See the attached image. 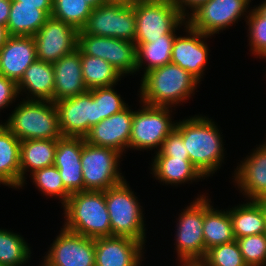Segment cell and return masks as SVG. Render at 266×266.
I'll return each instance as SVG.
<instances>
[{
  "mask_svg": "<svg viewBox=\"0 0 266 266\" xmlns=\"http://www.w3.org/2000/svg\"><path fill=\"white\" fill-rule=\"evenodd\" d=\"M85 139L61 137L57 139L54 166L58 168L64 187L70 192L84 191L81 154Z\"/></svg>",
  "mask_w": 266,
  "mask_h": 266,
  "instance_id": "ffe728a7",
  "label": "cell"
},
{
  "mask_svg": "<svg viewBox=\"0 0 266 266\" xmlns=\"http://www.w3.org/2000/svg\"><path fill=\"white\" fill-rule=\"evenodd\" d=\"M236 205L227 208L235 238L264 234L266 231V220L261 206L256 201L250 200H244L243 203Z\"/></svg>",
  "mask_w": 266,
  "mask_h": 266,
  "instance_id": "83f0119b",
  "label": "cell"
},
{
  "mask_svg": "<svg viewBox=\"0 0 266 266\" xmlns=\"http://www.w3.org/2000/svg\"><path fill=\"white\" fill-rule=\"evenodd\" d=\"M203 237L205 251L213 246L236 240L228 209L215 208L207 195L204 196Z\"/></svg>",
  "mask_w": 266,
  "mask_h": 266,
  "instance_id": "4316f807",
  "label": "cell"
},
{
  "mask_svg": "<svg viewBox=\"0 0 266 266\" xmlns=\"http://www.w3.org/2000/svg\"><path fill=\"white\" fill-rule=\"evenodd\" d=\"M199 263L202 266H248L236 240L206 250L204 258Z\"/></svg>",
  "mask_w": 266,
  "mask_h": 266,
  "instance_id": "d590c367",
  "label": "cell"
},
{
  "mask_svg": "<svg viewBox=\"0 0 266 266\" xmlns=\"http://www.w3.org/2000/svg\"><path fill=\"white\" fill-rule=\"evenodd\" d=\"M254 7L266 18V0L254 5Z\"/></svg>",
  "mask_w": 266,
  "mask_h": 266,
  "instance_id": "f6af8a7d",
  "label": "cell"
},
{
  "mask_svg": "<svg viewBox=\"0 0 266 266\" xmlns=\"http://www.w3.org/2000/svg\"><path fill=\"white\" fill-rule=\"evenodd\" d=\"M243 259L248 266H266V234L236 239Z\"/></svg>",
  "mask_w": 266,
  "mask_h": 266,
  "instance_id": "74e56055",
  "label": "cell"
},
{
  "mask_svg": "<svg viewBox=\"0 0 266 266\" xmlns=\"http://www.w3.org/2000/svg\"><path fill=\"white\" fill-rule=\"evenodd\" d=\"M57 139L23 140L20 145L21 188L36 170L54 165ZM30 172V173H29ZM29 173V174H28ZM28 175V176H27ZM23 187V188H22Z\"/></svg>",
  "mask_w": 266,
  "mask_h": 266,
  "instance_id": "d4e9b609",
  "label": "cell"
},
{
  "mask_svg": "<svg viewBox=\"0 0 266 266\" xmlns=\"http://www.w3.org/2000/svg\"><path fill=\"white\" fill-rule=\"evenodd\" d=\"M92 9L84 0H53L51 16L80 31L86 24Z\"/></svg>",
  "mask_w": 266,
  "mask_h": 266,
  "instance_id": "836d02e7",
  "label": "cell"
},
{
  "mask_svg": "<svg viewBox=\"0 0 266 266\" xmlns=\"http://www.w3.org/2000/svg\"><path fill=\"white\" fill-rule=\"evenodd\" d=\"M135 26L133 3L107 2L92 9L86 24L78 33L117 38L134 43Z\"/></svg>",
  "mask_w": 266,
  "mask_h": 266,
  "instance_id": "8fae6325",
  "label": "cell"
},
{
  "mask_svg": "<svg viewBox=\"0 0 266 266\" xmlns=\"http://www.w3.org/2000/svg\"><path fill=\"white\" fill-rule=\"evenodd\" d=\"M32 185L48 198H57L63 206L71 193L64 187L58 168L54 165L36 170L29 175Z\"/></svg>",
  "mask_w": 266,
  "mask_h": 266,
  "instance_id": "d6a6232c",
  "label": "cell"
},
{
  "mask_svg": "<svg viewBox=\"0 0 266 266\" xmlns=\"http://www.w3.org/2000/svg\"><path fill=\"white\" fill-rule=\"evenodd\" d=\"M48 17L39 6L21 5V2L11 0L6 29L9 36H33Z\"/></svg>",
  "mask_w": 266,
  "mask_h": 266,
  "instance_id": "f546056e",
  "label": "cell"
},
{
  "mask_svg": "<svg viewBox=\"0 0 266 266\" xmlns=\"http://www.w3.org/2000/svg\"><path fill=\"white\" fill-rule=\"evenodd\" d=\"M61 208L66 230L92 239L112 236L104 191L71 193Z\"/></svg>",
  "mask_w": 266,
  "mask_h": 266,
  "instance_id": "3957f363",
  "label": "cell"
},
{
  "mask_svg": "<svg viewBox=\"0 0 266 266\" xmlns=\"http://www.w3.org/2000/svg\"><path fill=\"white\" fill-rule=\"evenodd\" d=\"M200 84L185 69L170 62L141 77L137 96L142 103L176 109L199 92Z\"/></svg>",
  "mask_w": 266,
  "mask_h": 266,
  "instance_id": "7a4b0ae2",
  "label": "cell"
},
{
  "mask_svg": "<svg viewBox=\"0 0 266 266\" xmlns=\"http://www.w3.org/2000/svg\"><path fill=\"white\" fill-rule=\"evenodd\" d=\"M116 86L98 87L88 90L97 101L98 123L128 106L121 94L117 93Z\"/></svg>",
  "mask_w": 266,
  "mask_h": 266,
  "instance_id": "8d00e7d4",
  "label": "cell"
},
{
  "mask_svg": "<svg viewBox=\"0 0 266 266\" xmlns=\"http://www.w3.org/2000/svg\"><path fill=\"white\" fill-rule=\"evenodd\" d=\"M187 207L182 209L176 218L174 250L177 253V263L200 262L205 254L203 237L204 196L197 194Z\"/></svg>",
  "mask_w": 266,
  "mask_h": 266,
  "instance_id": "ba28073f",
  "label": "cell"
},
{
  "mask_svg": "<svg viewBox=\"0 0 266 266\" xmlns=\"http://www.w3.org/2000/svg\"><path fill=\"white\" fill-rule=\"evenodd\" d=\"M107 2H123L127 3V0H106Z\"/></svg>",
  "mask_w": 266,
  "mask_h": 266,
  "instance_id": "f907efd6",
  "label": "cell"
},
{
  "mask_svg": "<svg viewBox=\"0 0 266 266\" xmlns=\"http://www.w3.org/2000/svg\"><path fill=\"white\" fill-rule=\"evenodd\" d=\"M181 14L187 18L195 9L208 0H173Z\"/></svg>",
  "mask_w": 266,
  "mask_h": 266,
  "instance_id": "60d3db41",
  "label": "cell"
},
{
  "mask_svg": "<svg viewBox=\"0 0 266 266\" xmlns=\"http://www.w3.org/2000/svg\"><path fill=\"white\" fill-rule=\"evenodd\" d=\"M9 37L6 27L0 25V48L5 44Z\"/></svg>",
  "mask_w": 266,
  "mask_h": 266,
  "instance_id": "ee69618b",
  "label": "cell"
},
{
  "mask_svg": "<svg viewBox=\"0 0 266 266\" xmlns=\"http://www.w3.org/2000/svg\"><path fill=\"white\" fill-rule=\"evenodd\" d=\"M81 68L84 84L88 90L117 85L124 77L110 63L100 57L86 55L82 51Z\"/></svg>",
  "mask_w": 266,
  "mask_h": 266,
  "instance_id": "4dcf8cb0",
  "label": "cell"
},
{
  "mask_svg": "<svg viewBox=\"0 0 266 266\" xmlns=\"http://www.w3.org/2000/svg\"><path fill=\"white\" fill-rule=\"evenodd\" d=\"M84 54L100 57L124 77L136 75V45L133 42L78 33V46Z\"/></svg>",
  "mask_w": 266,
  "mask_h": 266,
  "instance_id": "7c38bea8",
  "label": "cell"
},
{
  "mask_svg": "<svg viewBox=\"0 0 266 266\" xmlns=\"http://www.w3.org/2000/svg\"><path fill=\"white\" fill-rule=\"evenodd\" d=\"M256 202L261 206V209L264 213L265 220H266V197L260 198ZM265 234H266V231H265Z\"/></svg>",
  "mask_w": 266,
  "mask_h": 266,
  "instance_id": "7dc6e473",
  "label": "cell"
},
{
  "mask_svg": "<svg viewBox=\"0 0 266 266\" xmlns=\"http://www.w3.org/2000/svg\"><path fill=\"white\" fill-rule=\"evenodd\" d=\"M182 31L185 33L176 35L174 39L171 62L185 69L201 83L204 80V75L206 76L207 66H209L211 50L207 41L212 36L196 31L188 24Z\"/></svg>",
  "mask_w": 266,
  "mask_h": 266,
  "instance_id": "9a60e30c",
  "label": "cell"
},
{
  "mask_svg": "<svg viewBox=\"0 0 266 266\" xmlns=\"http://www.w3.org/2000/svg\"><path fill=\"white\" fill-rule=\"evenodd\" d=\"M21 141L3 124L0 123V185L21 188L20 171Z\"/></svg>",
  "mask_w": 266,
  "mask_h": 266,
  "instance_id": "484cf974",
  "label": "cell"
},
{
  "mask_svg": "<svg viewBox=\"0 0 266 266\" xmlns=\"http://www.w3.org/2000/svg\"><path fill=\"white\" fill-rule=\"evenodd\" d=\"M136 35L134 43H151L166 34H178L187 25L186 18L173 0H134Z\"/></svg>",
  "mask_w": 266,
  "mask_h": 266,
  "instance_id": "8992f818",
  "label": "cell"
},
{
  "mask_svg": "<svg viewBox=\"0 0 266 266\" xmlns=\"http://www.w3.org/2000/svg\"><path fill=\"white\" fill-rule=\"evenodd\" d=\"M84 1H86L92 8H96L102 4L107 3L106 0H84Z\"/></svg>",
  "mask_w": 266,
  "mask_h": 266,
  "instance_id": "bcb514c9",
  "label": "cell"
},
{
  "mask_svg": "<svg viewBox=\"0 0 266 266\" xmlns=\"http://www.w3.org/2000/svg\"><path fill=\"white\" fill-rule=\"evenodd\" d=\"M31 248L19 232L0 228V265L27 266L31 262Z\"/></svg>",
  "mask_w": 266,
  "mask_h": 266,
  "instance_id": "1f68e13d",
  "label": "cell"
},
{
  "mask_svg": "<svg viewBox=\"0 0 266 266\" xmlns=\"http://www.w3.org/2000/svg\"><path fill=\"white\" fill-rule=\"evenodd\" d=\"M150 165L153 179L165 186L180 187L182 184H193L206 179L190 162L189 158H172L170 156H154ZM189 182V183H188Z\"/></svg>",
  "mask_w": 266,
  "mask_h": 266,
  "instance_id": "603a6c76",
  "label": "cell"
},
{
  "mask_svg": "<svg viewBox=\"0 0 266 266\" xmlns=\"http://www.w3.org/2000/svg\"><path fill=\"white\" fill-rule=\"evenodd\" d=\"M178 266H202L199 262L178 263Z\"/></svg>",
  "mask_w": 266,
  "mask_h": 266,
  "instance_id": "c3c4849f",
  "label": "cell"
},
{
  "mask_svg": "<svg viewBox=\"0 0 266 266\" xmlns=\"http://www.w3.org/2000/svg\"><path fill=\"white\" fill-rule=\"evenodd\" d=\"M36 59L32 36H10L0 48V74L17 83Z\"/></svg>",
  "mask_w": 266,
  "mask_h": 266,
  "instance_id": "44dd1931",
  "label": "cell"
},
{
  "mask_svg": "<svg viewBox=\"0 0 266 266\" xmlns=\"http://www.w3.org/2000/svg\"><path fill=\"white\" fill-rule=\"evenodd\" d=\"M54 72V102L72 98L88 91L84 84L81 68V50L77 47L72 53L52 63Z\"/></svg>",
  "mask_w": 266,
  "mask_h": 266,
  "instance_id": "7402d4cb",
  "label": "cell"
},
{
  "mask_svg": "<svg viewBox=\"0 0 266 266\" xmlns=\"http://www.w3.org/2000/svg\"><path fill=\"white\" fill-rule=\"evenodd\" d=\"M266 134V133H265ZM266 136V135H265ZM261 143L266 147V138L263 140V141H261Z\"/></svg>",
  "mask_w": 266,
  "mask_h": 266,
  "instance_id": "816d5d0a",
  "label": "cell"
},
{
  "mask_svg": "<svg viewBox=\"0 0 266 266\" xmlns=\"http://www.w3.org/2000/svg\"><path fill=\"white\" fill-rule=\"evenodd\" d=\"M95 266H141L145 245L128 237L109 236L94 239Z\"/></svg>",
  "mask_w": 266,
  "mask_h": 266,
  "instance_id": "d6986e66",
  "label": "cell"
},
{
  "mask_svg": "<svg viewBox=\"0 0 266 266\" xmlns=\"http://www.w3.org/2000/svg\"><path fill=\"white\" fill-rule=\"evenodd\" d=\"M37 59L54 63L78 46V31L71 25L49 16L33 36Z\"/></svg>",
  "mask_w": 266,
  "mask_h": 266,
  "instance_id": "2e32d148",
  "label": "cell"
},
{
  "mask_svg": "<svg viewBox=\"0 0 266 266\" xmlns=\"http://www.w3.org/2000/svg\"><path fill=\"white\" fill-rule=\"evenodd\" d=\"M218 127L211 117L200 113L177 120L175 126L182 136L190 162L207 179L226 163L224 136Z\"/></svg>",
  "mask_w": 266,
  "mask_h": 266,
  "instance_id": "6da1fadb",
  "label": "cell"
},
{
  "mask_svg": "<svg viewBox=\"0 0 266 266\" xmlns=\"http://www.w3.org/2000/svg\"><path fill=\"white\" fill-rule=\"evenodd\" d=\"M54 103L62 137L84 138L98 123L97 101L89 91Z\"/></svg>",
  "mask_w": 266,
  "mask_h": 266,
  "instance_id": "5bb4252c",
  "label": "cell"
},
{
  "mask_svg": "<svg viewBox=\"0 0 266 266\" xmlns=\"http://www.w3.org/2000/svg\"><path fill=\"white\" fill-rule=\"evenodd\" d=\"M134 0H127V3H132Z\"/></svg>",
  "mask_w": 266,
  "mask_h": 266,
  "instance_id": "f5cc1de1",
  "label": "cell"
},
{
  "mask_svg": "<svg viewBox=\"0 0 266 266\" xmlns=\"http://www.w3.org/2000/svg\"><path fill=\"white\" fill-rule=\"evenodd\" d=\"M21 2V5L39 6L48 16H51L53 0H13Z\"/></svg>",
  "mask_w": 266,
  "mask_h": 266,
  "instance_id": "b9f144b4",
  "label": "cell"
},
{
  "mask_svg": "<svg viewBox=\"0 0 266 266\" xmlns=\"http://www.w3.org/2000/svg\"><path fill=\"white\" fill-rule=\"evenodd\" d=\"M138 102L140 106L133 114L129 150L147 152L155 149L154 153H156L160 150L165 138L175 129L177 120L173 119V115L176 109L152 106L140 100Z\"/></svg>",
  "mask_w": 266,
  "mask_h": 266,
  "instance_id": "52a82bcc",
  "label": "cell"
},
{
  "mask_svg": "<svg viewBox=\"0 0 266 266\" xmlns=\"http://www.w3.org/2000/svg\"><path fill=\"white\" fill-rule=\"evenodd\" d=\"M42 260H41V262H40V264L38 265V266H50L47 262H45L44 260H43V258H41Z\"/></svg>",
  "mask_w": 266,
  "mask_h": 266,
  "instance_id": "681fc988",
  "label": "cell"
},
{
  "mask_svg": "<svg viewBox=\"0 0 266 266\" xmlns=\"http://www.w3.org/2000/svg\"><path fill=\"white\" fill-rule=\"evenodd\" d=\"M19 98L17 83L0 74V112L13 106V103L15 105L16 99Z\"/></svg>",
  "mask_w": 266,
  "mask_h": 266,
  "instance_id": "ab89813d",
  "label": "cell"
},
{
  "mask_svg": "<svg viewBox=\"0 0 266 266\" xmlns=\"http://www.w3.org/2000/svg\"><path fill=\"white\" fill-rule=\"evenodd\" d=\"M250 153L237 163L231 183L244 199L257 201L266 197V147L260 143Z\"/></svg>",
  "mask_w": 266,
  "mask_h": 266,
  "instance_id": "e0dca14e",
  "label": "cell"
},
{
  "mask_svg": "<svg viewBox=\"0 0 266 266\" xmlns=\"http://www.w3.org/2000/svg\"><path fill=\"white\" fill-rule=\"evenodd\" d=\"M251 3V0H208L186 18L187 24L215 38V34L236 26L241 19L245 21L253 6Z\"/></svg>",
  "mask_w": 266,
  "mask_h": 266,
  "instance_id": "30bf717a",
  "label": "cell"
},
{
  "mask_svg": "<svg viewBox=\"0 0 266 266\" xmlns=\"http://www.w3.org/2000/svg\"><path fill=\"white\" fill-rule=\"evenodd\" d=\"M3 124L20 140L59 139L58 111L53 101L19 99Z\"/></svg>",
  "mask_w": 266,
  "mask_h": 266,
  "instance_id": "277c9868",
  "label": "cell"
},
{
  "mask_svg": "<svg viewBox=\"0 0 266 266\" xmlns=\"http://www.w3.org/2000/svg\"><path fill=\"white\" fill-rule=\"evenodd\" d=\"M20 99L54 102L53 65L36 59L17 82ZM24 93V94H23Z\"/></svg>",
  "mask_w": 266,
  "mask_h": 266,
  "instance_id": "cb8c5ba5",
  "label": "cell"
},
{
  "mask_svg": "<svg viewBox=\"0 0 266 266\" xmlns=\"http://www.w3.org/2000/svg\"><path fill=\"white\" fill-rule=\"evenodd\" d=\"M134 109L129 105L120 112L100 121L84 137L91 145L112 148L123 156L129 150Z\"/></svg>",
  "mask_w": 266,
  "mask_h": 266,
  "instance_id": "ac0fdd59",
  "label": "cell"
},
{
  "mask_svg": "<svg viewBox=\"0 0 266 266\" xmlns=\"http://www.w3.org/2000/svg\"><path fill=\"white\" fill-rule=\"evenodd\" d=\"M176 35L177 34H166L164 35V39L152 40L151 43H135L136 75L141 73L140 75L143 76L152 69L170 63Z\"/></svg>",
  "mask_w": 266,
  "mask_h": 266,
  "instance_id": "f1b7e54d",
  "label": "cell"
},
{
  "mask_svg": "<svg viewBox=\"0 0 266 266\" xmlns=\"http://www.w3.org/2000/svg\"><path fill=\"white\" fill-rule=\"evenodd\" d=\"M104 192L112 236L136 239L146 245L144 208L139 202L141 199L136 196L137 193L130 187L127 180Z\"/></svg>",
  "mask_w": 266,
  "mask_h": 266,
  "instance_id": "5b68a950",
  "label": "cell"
},
{
  "mask_svg": "<svg viewBox=\"0 0 266 266\" xmlns=\"http://www.w3.org/2000/svg\"><path fill=\"white\" fill-rule=\"evenodd\" d=\"M154 156L189 158L182 136L174 129L163 141L160 150Z\"/></svg>",
  "mask_w": 266,
  "mask_h": 266,
  "instance_id": "f35d334b",
  "label": "cell"
},
{
  "mask_svg": "<svg viewBox=\"0 0 266 266\" xmlns=\"http://www.w3.org/2000/svg\"><path fill=\"white\" fill-rule=\"evenodd\" d=\"M11 7V0H0V25L6 27L9 12Z\"/></svg>",
  "mask_w": 266,
  "mask_h": 266,
  "instance_id": "7bdbcfd3",
  "label": "cell"
},
{
  "mask_svg": "<svg viewBox=\"0 0 266 266\" xmlns=\"http://www.w3.org/2000/svg\"><path fill=\"white\" fill-rule=\"evenodd\" d=\"M47 253L42 256L50 266H95L94 239L60 227Z\"/></svg>",
  "mask_w": 266,
  "mask_h": 266,
  "instance_id": "4fadbf2b",
  "label": "cell"
},
{
  "mask_svg": "<svg viewBox=\"0 0 266 266\" xmlns=\"http://www.w3.org/2000/svg\"><path fill=\"white\" fill-rule=\"evenodd\" d=\"M122 157L112 148L91 145L85 141L81 154L84 191H105L124 181L125 176L120 168Z\"/></svg>",
  "mask_w": 266,
  "mask_h": 266,
  "instance_id": "9c48e42d",
  "label": "cell"
},
{
  "mask_svg": "<svg viewBox=\"0 0 266 266\" xmlns=\"http://www.w3.org/2000/svg\"><path fill=\"white\" fill-rule=\"evenodd\" d=\"M245 22L250 55L266 62V18L253 6Z\"/></svg>",
  "mask_w": 266,
  "mask_h": 266,
  "instance_id": "e575fe53",
  "label": "cell"
}]
</instances>
